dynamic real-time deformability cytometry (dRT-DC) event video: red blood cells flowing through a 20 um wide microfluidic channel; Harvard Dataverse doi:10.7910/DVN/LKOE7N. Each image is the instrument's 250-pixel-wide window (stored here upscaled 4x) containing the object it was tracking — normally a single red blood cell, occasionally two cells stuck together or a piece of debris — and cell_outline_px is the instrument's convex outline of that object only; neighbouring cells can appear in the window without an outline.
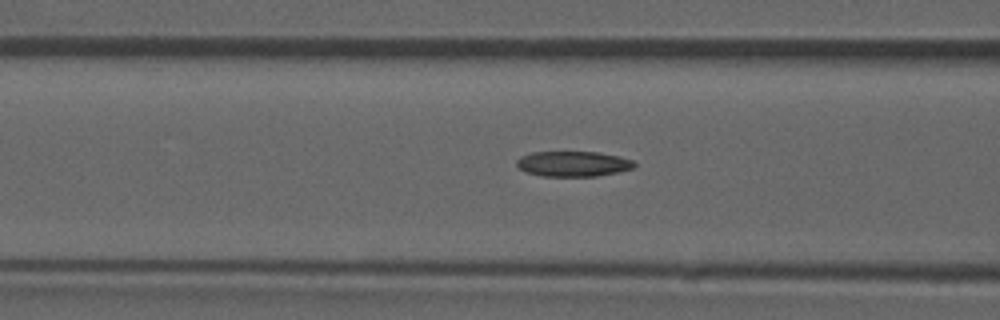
{"species": "common noctule bat (a hibernating species)", "species_latin": "Nyctalus noctula", "temperature_condition": "room temperature", "stored_images_in_passage": 32, "camera_frame_rate_fps": 3000, "um_per_image_px": 0.085, "animal": {"sex": "male", "forearm_length_mm": 52.5}, "frame": {"image": 1, "passage_image": 5, "time_ms": 1.333, "image_size_px": [1000, 320], "cell_outline_px": [[636, 164], [632, 168], [616, 172], [596, 176], [544, 176], [524, 172], [516, 164], [516, 160], [520, 156], [532, 152], [600, 152], [620, 156], [632, 160]], "centroid_in_image_um": [48.69, 13.92], "position_along_channel_um": 117.9, "area_um2": 17.34}}
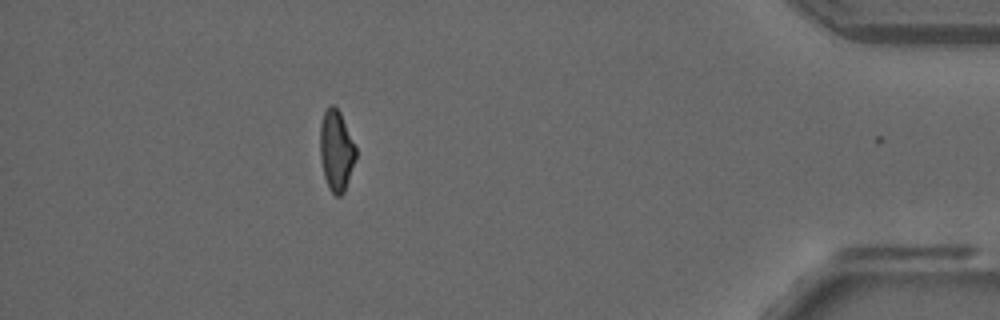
{"frame": {"image": 2, "passage_image": 31, "time_ms": 10.0, "image_size_px": [1000, 320], "cell_outline_px": [[356, 156], [344, 192], [340, 196], [336, 196], [328, 188], [324, 176], [320, 156], [320, 124], [324, 112], [332, 104], [340, 112], [356, 148]], "centroid_in_image_um": [28.57, 12.81], "position_along_channel_um": 406.6, "area_um2": 16.59}, "authors_computed_cell_mechanics": {"area_um2": 17.6001, "velocity_mm_per_s": 3.9297, "shape_relaxation_time_tau1_ms": null, "shape_relaxation_time_tau2_ms": 4.2283, "deformation_change_tau1": null, "deformation_change_tau2": 0.1184}}